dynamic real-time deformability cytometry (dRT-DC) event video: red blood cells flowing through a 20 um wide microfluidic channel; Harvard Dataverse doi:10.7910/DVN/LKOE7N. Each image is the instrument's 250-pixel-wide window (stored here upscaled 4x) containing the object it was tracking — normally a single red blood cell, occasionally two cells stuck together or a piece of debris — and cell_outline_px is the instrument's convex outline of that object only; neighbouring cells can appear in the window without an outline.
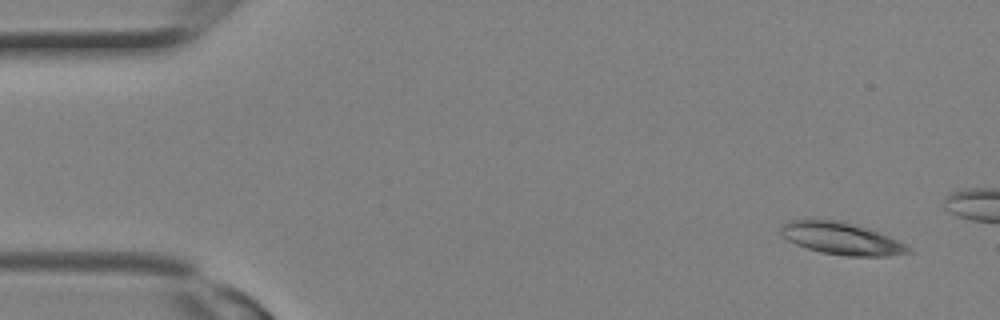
{"species": "Egyptian fruit bat (a non-hibernating species)", "species_latin": "Rousettus aegyptiacus", "temperature_condition": "room temperature", "stored_images_in_passage": 3, "camera_frame_rate_fps": 3000, "um_per_image_px": 0.085, "animal": {"sex": "female"}, "frame": {"image": 1, "passage_image": 1, "time_ms": 0.0, "image_size_px": [1000, 320], "cell_outline_px": [[912, 252], [884, 256], [844, 256], [820, 252], [796, 244], [788, 240], [780, 232], [780, 228], [788, 220], [812, 216], [844, 220], [888, 236], [912, 248]], "centroid_in_image_um": [71.44, 20.22], "position_along_channel_um": 13.6, "area_um2": 24.45}}
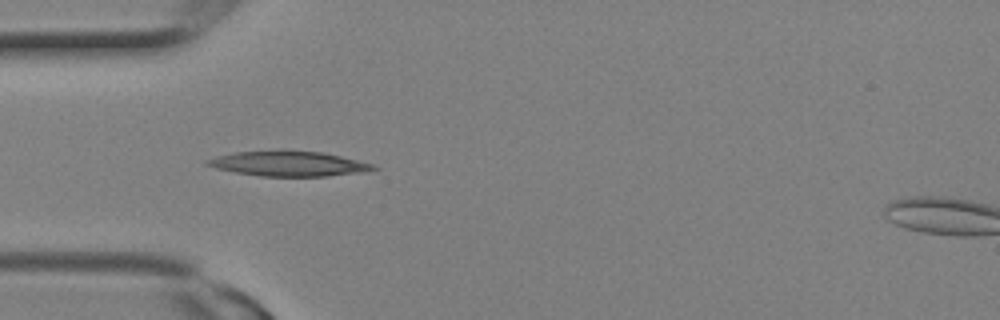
{"frame": {"image": 2, "passage_image": 3, "time_ms": 0.667, "image_size_px": [1000, 320], "cell_outline_px": [[380, 168], [356, 172], [328, 176], [260, 176], [236, 172], [216, 168], [204, 164], [204, 160], [216, 156], [236, 152], [280, 148], [284, 148], [324, 152], [372, 164]], "centroid_in_image_um": [24.44, 13.87], "position_along_channel_um": 60.6, "area_um2": 24.62}}